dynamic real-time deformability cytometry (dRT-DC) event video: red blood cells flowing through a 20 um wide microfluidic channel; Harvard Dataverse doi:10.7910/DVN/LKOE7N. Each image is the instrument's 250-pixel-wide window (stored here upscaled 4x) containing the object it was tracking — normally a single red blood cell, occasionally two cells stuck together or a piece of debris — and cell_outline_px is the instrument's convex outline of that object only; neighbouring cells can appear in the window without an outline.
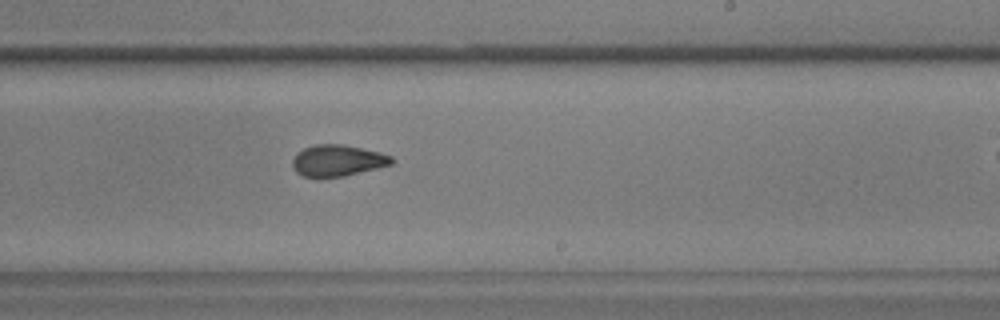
{"species": "common noctule bat (a hibernating species)", "species_latin": "Nyctalus noctula", "temperature_condition": "warm", "stored_images_in_passage": 30, "camera_frame_rate_fps": 3000, "um_per_image_px": 0.085, "animal": {"sex": "male", "body_mass_g": 17.9, "forearm_length_mm": 54.2}, "frame": {"image": 1, "passage_image": 18, "time_ms": 5.667, "image_size_px": [1000, 320], "cell_outline_px": [[396, 160], [392, 164], [344, 176], [304, 176], [296, 172], [292, 164], [292, 160], [296, 152], [304, 148], [316, 144], [344, 144], [380, 152], [392, 156]], "centroid_in_image_um": [28.71, 13.62], "position_along_channel_um": 260.3, "area_um2": 18.03}}
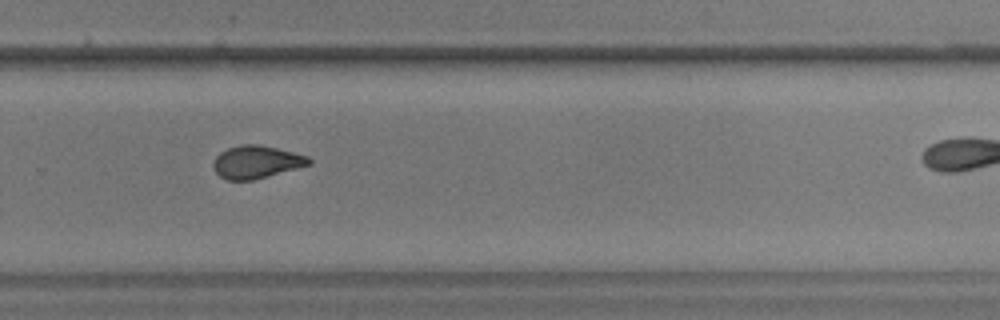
{"frame": {"image": 2, "passage_image": 22, "time_ms": 7.0, "image_size_px": [1000, 320], "cell_outline_px": [[312, 164], [252, 180], [228, 180], [220, 176], [212, 168], [212, 164], [216, 156], [220, 152], [228, 148], [240, 144], [260, 144], [308, 156], [312, 160]], "centroid_in_image_um": [21.77, 13.76], "position_along_channel_um": 308.0, "area_um2": 18.21}}